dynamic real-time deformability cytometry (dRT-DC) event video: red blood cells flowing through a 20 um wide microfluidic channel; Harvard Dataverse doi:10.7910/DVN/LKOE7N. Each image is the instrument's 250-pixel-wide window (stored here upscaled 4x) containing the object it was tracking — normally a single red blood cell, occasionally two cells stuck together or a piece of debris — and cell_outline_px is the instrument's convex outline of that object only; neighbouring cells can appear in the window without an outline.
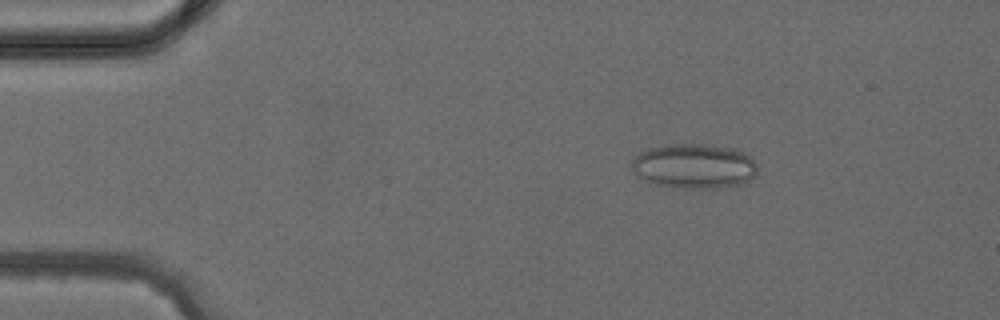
{"species": "common noctule bat (a hibernating species)", "species_latin": "Nyctalus noctula", "temperature_condition": "cold", "stored_images_in_passage": 4, "camera_frame_rate_fps": 3000, "um_per_image_px": 0.085, "animal": {"sex": "female", "body_mass_g": 24.6, "forearm_length_mm": 56.2}, "frame": {"image": 1, "passage_image": 2, "time_ms": 1.333, "image_size_px": [1000, 320], "cell_outline_px": [[756, 176], [744, 184], [720, 188], [668, 188], [656, 184], [640, 176], [628, 164], [640, 152], [648, 148], [668, 144], [704, 144], [728, 148], [744, 152], [752, 156], [756, 164]], "centroid_in_image_um": [59.03, 14.13], "position_along_channel_um": 26.0, "area_um2": 33.06}}
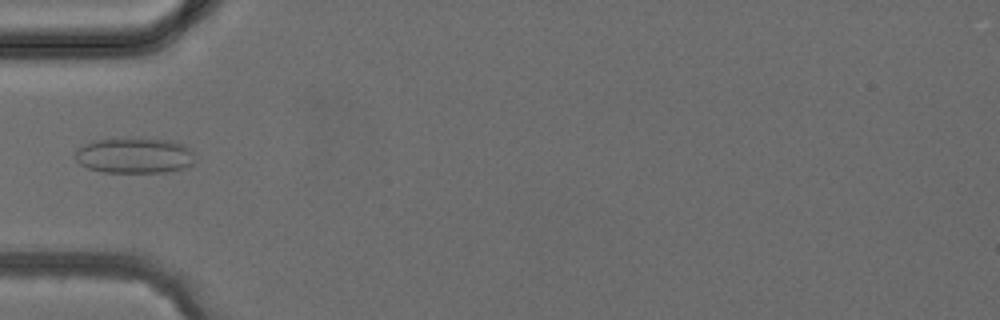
{"frame": {"image": 2, "passage_image": 4, "time_ms": 3.667, "image_size_px": [1000, 320], "cell_outline_px": [[196, 152], [192, 164], [184, 168], [164, 172], [104, 172], [88, 168], [80, 164], [76, 160], [76, 152], [84, 144], [92, 140], [140, 136], [172, 140], [184, 144]], "centroid_in_image_um": [11.48, 13.18], "position_along_channel_um": 73.5, "area_um2": 25.55}}